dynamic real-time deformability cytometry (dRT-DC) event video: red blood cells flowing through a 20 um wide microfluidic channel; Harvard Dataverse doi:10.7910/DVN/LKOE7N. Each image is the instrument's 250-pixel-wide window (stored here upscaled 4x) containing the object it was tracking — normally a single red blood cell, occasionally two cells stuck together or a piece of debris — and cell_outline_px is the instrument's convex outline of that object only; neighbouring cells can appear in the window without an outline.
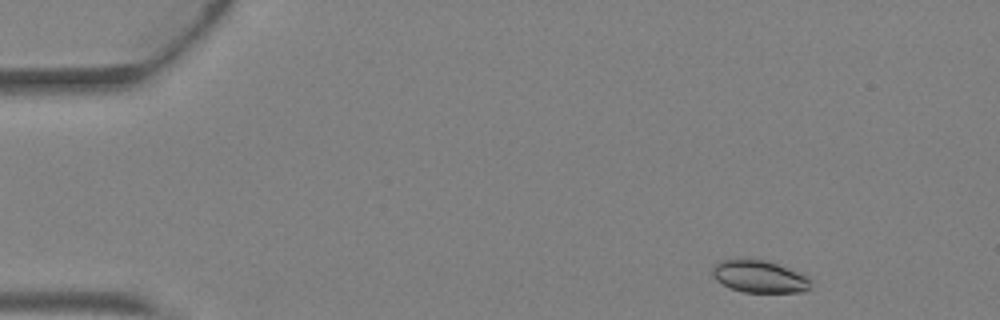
{"species": "Egyptian fruit bat (a non-hibernating species)", "species_latin": "Rousettus aegyptiacus", "temperature_condition": "warm", "stored_images_in_passage": 4, "camera_frame_rate_fps": 3000, "um_per_image_px": 0.085, "animal": {"sex": "female"}, "frame": {"image": 1, "passage_image": 1, "time_ms": 0.0, "image_size_px": [1000, 320], "cell_outline_px": [[812, 288], [804, 292], [744, 292], [732, 288], [716, 280], [712, 276], [712, 268], [720, 260], [740, 256], [768, 260], [808, 276], [812, 280]], "centroid_in_image_um": [64.56, 23.46], "position_along_channel_um": 20.4, "area_um2": 19.13}}